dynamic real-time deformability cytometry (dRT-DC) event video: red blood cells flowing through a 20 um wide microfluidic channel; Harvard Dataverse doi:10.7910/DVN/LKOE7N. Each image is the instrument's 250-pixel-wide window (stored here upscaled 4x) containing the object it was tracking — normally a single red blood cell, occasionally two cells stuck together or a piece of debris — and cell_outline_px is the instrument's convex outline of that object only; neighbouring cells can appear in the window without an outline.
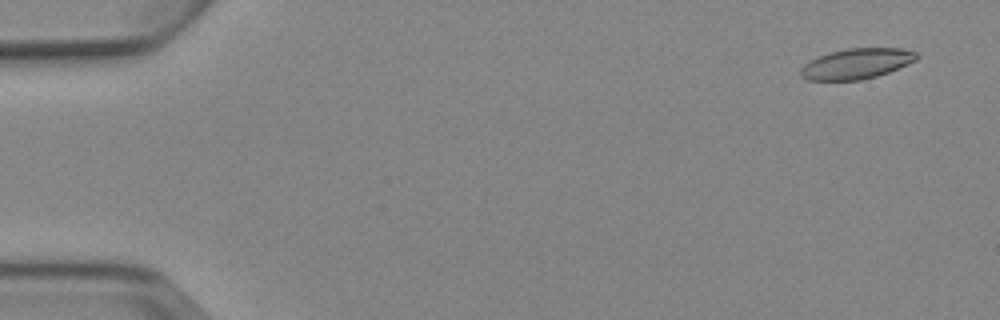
{"species": "Egyptian fruit bat (a non-hibernating species)", "species_latin": "Rousettus aegyptiacus", "temperature_condition": "cold", "stored_images_in_passage": 5, "camera_frame_rate_fps": 3000, "um_per_image_px": 0.085, "animal": {"sex": "female"}, "frame": {"image": 1, "passage_image": 1, "time_ms": 0.0, "image_size_px": [1000, 320], "cell_outline_px": [[920, 56], [916, 60], [908, 64], [888, 72], [876, 76], [860, 80], [808, 80], [800, 76], [800, 68], [808, 60], [832, 52], [848, 48], [900, 48], [916, 52]], "centroid_in_image_um": [72.8, 5.41], "position_along_channel_um": 12.2, "area_um2": 20.52}}
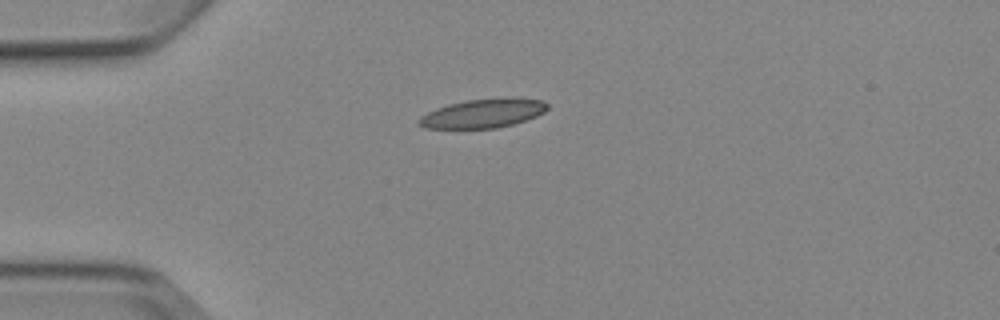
{"frame": {"image": 2, "passage_image": 4, "time_ms": 3.667, "image_size_px": [1000, 320], "cell_outline_px": [[548, 108], [544, 112], [536, 116], [512, 124], [496, 128], [424, 128], [416, 124], [416, 120], [420, 116], [436, 108], [448, 104], [468, 100], [500, 96], [512, 96], [544, 100], [548, 104]], "centroid_in_image_um": [41.07, 9.6], "position_along_channel_um": 43.9, "area_um2": 22.14}}